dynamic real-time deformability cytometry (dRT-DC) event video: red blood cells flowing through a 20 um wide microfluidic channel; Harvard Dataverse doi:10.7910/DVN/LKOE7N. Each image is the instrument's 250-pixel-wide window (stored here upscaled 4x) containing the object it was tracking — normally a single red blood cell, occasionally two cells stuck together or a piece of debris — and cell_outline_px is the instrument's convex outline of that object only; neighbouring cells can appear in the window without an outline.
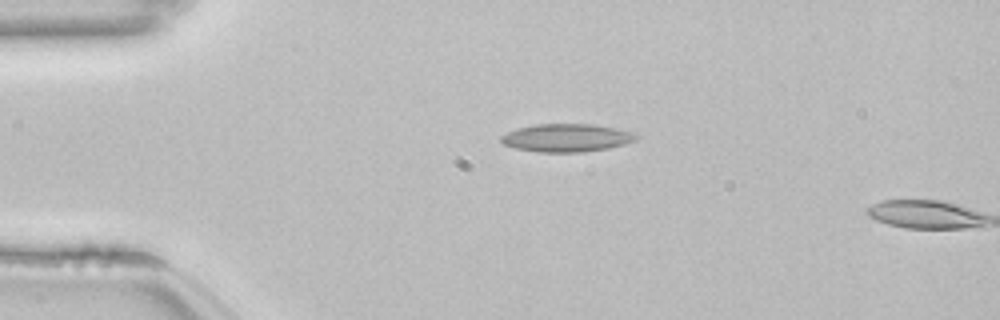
{"species": "common noctule bat (a hibernating species)", "species_latin": "Nyctalus noctula", "temperature_condition": "room temperature", "stored_images_in_passage": 2, "camera_frame_rate_fps": 3000, "um_per_image_px": 0.085, "animal": {"sex": "female", "body_mass_g": 22.7, "forearm_length_mm": 54.2}, "frame": {"image": 1, "passage_image": 1, "time_ms": 0.0, "image_size_px": [1000, 320], "cell_outline_px": [[636, 140], [624, 144], [608, 148], [584, 152], [536, 152], [516, 148], [504, 144], [500, 140], [500, 136], [516, 128], [536, 124], [592, 124], [636, 132]], "centroid_in_image_um": [48.15, 11.71], "position_along_channel_um": 36.9, "area_um2": 22.02}}